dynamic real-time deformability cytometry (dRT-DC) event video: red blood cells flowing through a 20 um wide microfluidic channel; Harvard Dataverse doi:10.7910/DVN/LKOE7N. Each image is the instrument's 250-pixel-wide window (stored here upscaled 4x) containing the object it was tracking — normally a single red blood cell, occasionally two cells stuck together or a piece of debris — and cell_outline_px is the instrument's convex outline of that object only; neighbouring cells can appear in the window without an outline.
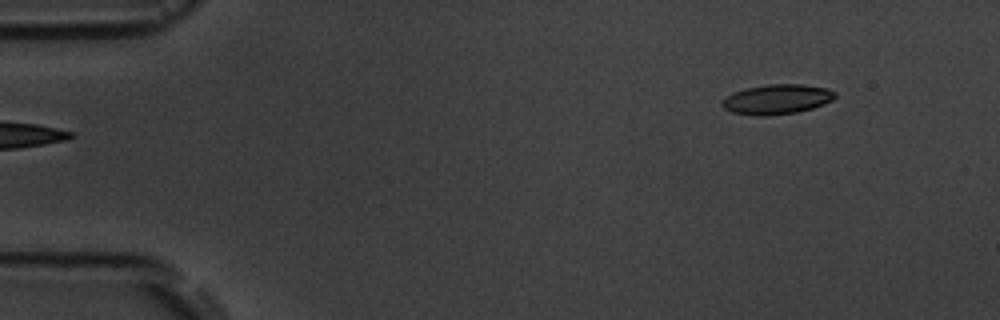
{"species": "common noctule bat (a hibernating species)", "species_latin": "Nyctalus noctula", "temperature_condition": "room temperature", "stored_images_in_passage": 4, "camera_frame_rate_fps": 3000, "um_per_image_px": 0.085, "animal": {"sex": "male", "body_mass_g": 19.5, "forearm_length_mm": 54.6}, "frame": {"image": 1, "passage_image": 1, "time_ms": 0.0, "image_size_px": [1000, 320], "cell_outline_px": [[836, 96], [832, 100], [824, 104], [812, 108], [796, 112], [764, 116], [756, 116], [732, 112], [724, 108], [720, 104], [720, 100], [744, 88], [768, 84], [804, 84], [828, 88], [836, 92]], "centroid_in_image_um": [66.04, 8.43], "position_along_channel_um": 19.0, "area_um2": 19.71}}
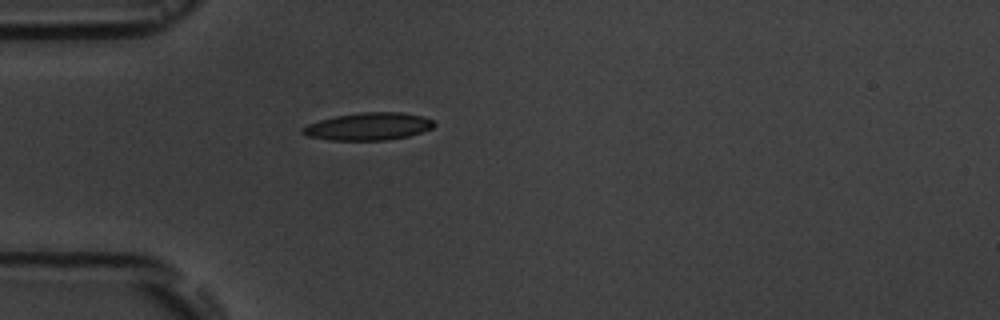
{"frame": {"image": 2, "passage_image": 4, "time_ms": 3.333, "image_size_px": [1000, 320], "cell_outline_px": [[436, 124], [432, 128], [408, 136], [384, 140], [328, 140], [308, 136], [300, 132], [300, 128], [308, 124], [320, 120], [336, 116], [360, 112], [400, 112], [420, 116], [432, 120]], "centroid_in_image_um": [31.27, 10.75], "position_along_channel_um": 53.7, "area_um2": 20.92}}